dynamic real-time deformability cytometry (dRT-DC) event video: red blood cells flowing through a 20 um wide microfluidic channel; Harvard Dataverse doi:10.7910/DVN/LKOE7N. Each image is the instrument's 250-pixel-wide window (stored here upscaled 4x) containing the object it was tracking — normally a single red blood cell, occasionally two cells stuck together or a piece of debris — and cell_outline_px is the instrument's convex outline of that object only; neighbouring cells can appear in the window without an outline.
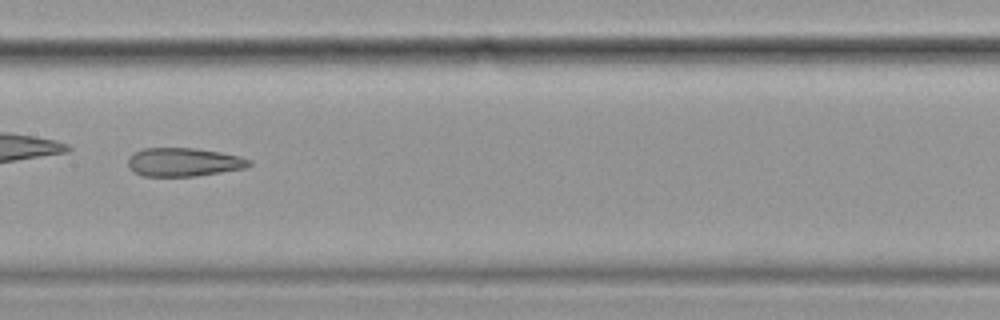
{"species": "common noctule bat (a hibernating species)", "species_latin": "Nyctalus noctula", "temperature_condition": "cold", "stored_images_in_passage": 38, "camera_frame_rate_fps": 3000, "um_per_image_px": 0.085, "animal": {"sex": "female", "body_mass_g": 19.9}, "frame": {"image": 1, "passage_image": 12, "time_ms": 3.667, "image_size_px": [1000, 320], "cell_outline_px": [[252, 164], [244, 168], [196, 176], [144, 176], [128, 168], [128, 160], [136, 152], [144, 148], [196, 148], [220, 152], [240, 156], [252, 160]], "centroid_in_image_um": [15.64, 13.78], "position_along_channel_um": 191.8, "area_um2": 20.0}, "authors_computed_cell_mechanics": {"area_um2": 21.7039, "velocity_mm_per_s": 3.4886, "shape_relaxation_time_tau1_ms": null, "shape_relaxation_time_tau2_ms": 3.993, "deformation_change_tau1": null, "deformation_change_tau2": 0.1482}}